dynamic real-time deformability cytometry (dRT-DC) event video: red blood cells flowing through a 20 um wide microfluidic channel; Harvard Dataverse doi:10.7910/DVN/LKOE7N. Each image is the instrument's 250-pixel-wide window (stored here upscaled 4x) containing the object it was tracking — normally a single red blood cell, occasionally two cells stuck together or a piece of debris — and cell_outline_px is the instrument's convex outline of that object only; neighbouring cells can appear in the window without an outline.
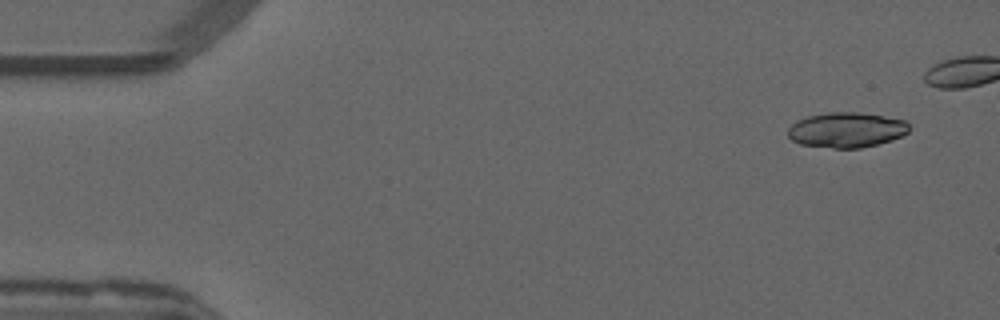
{"species": "common noctule bat (a hibernating species)", "species_latin": "Nyctalus noctula", "temperature_condition": "warm", "stored_images_in_passage": 30, "camera_frame_rate_fps": 3000, "um_per_image_px": 0.085, "animal": {"sex": "male", "forearm_length_mm": 52.5}, "frame": {"image": 1, "passage_image": 1, "time_ms": 0.0, "image_size_px": [1000, 320], "cell_outline_px": [[908, 132], [892, 140], [860, 148], [832, 148], [800, 144], [792, 140], [788, 136], [788, 128], [796, 120], [808, 116], [828, 112], [860, 112], [904, 120], [908, 124]], "centroid_in_image_um": [71.91, 11.04], "position_along_channel_um": 13.1, "area_um2": 24.74}}